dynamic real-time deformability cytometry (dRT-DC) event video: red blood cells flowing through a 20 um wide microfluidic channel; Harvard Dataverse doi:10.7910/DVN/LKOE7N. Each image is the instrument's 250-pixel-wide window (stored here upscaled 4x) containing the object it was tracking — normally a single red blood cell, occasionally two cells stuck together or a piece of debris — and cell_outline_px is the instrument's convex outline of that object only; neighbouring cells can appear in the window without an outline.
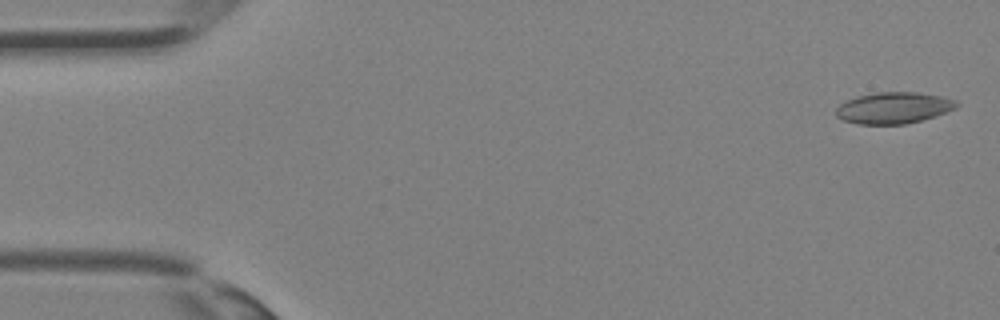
{"species": "Egyptian fruit bat (a non-hibernating species)", "species_latin": "Rousettus aegyptiacus", "temperature_condition": "room temperature", "stored_images_in_passage": 5, "segment_of_instrument_passage": [1, 2], "camera_frame_rate_fps": 3000, "um_per_image_px": 0.085, "animal": {"sex": "female"}, "frame": {"image": 1, "passage_image": 1, "time_ms": 0.0, "image_size_px": [1000, 320], "cell_outline_px": [[960, 104], [956, 108], [920, 120], [904, 124], [860, 124], [844, 120], [836, 116], [836, 108], [840, 104], [856, 96], [876, 92], [916, 92], [940, 96], [956, 100]], "centroid_in_image_um": [75.94, 9.16], "position_along_channel_um": 9.1, "area_um2": 21.79}}